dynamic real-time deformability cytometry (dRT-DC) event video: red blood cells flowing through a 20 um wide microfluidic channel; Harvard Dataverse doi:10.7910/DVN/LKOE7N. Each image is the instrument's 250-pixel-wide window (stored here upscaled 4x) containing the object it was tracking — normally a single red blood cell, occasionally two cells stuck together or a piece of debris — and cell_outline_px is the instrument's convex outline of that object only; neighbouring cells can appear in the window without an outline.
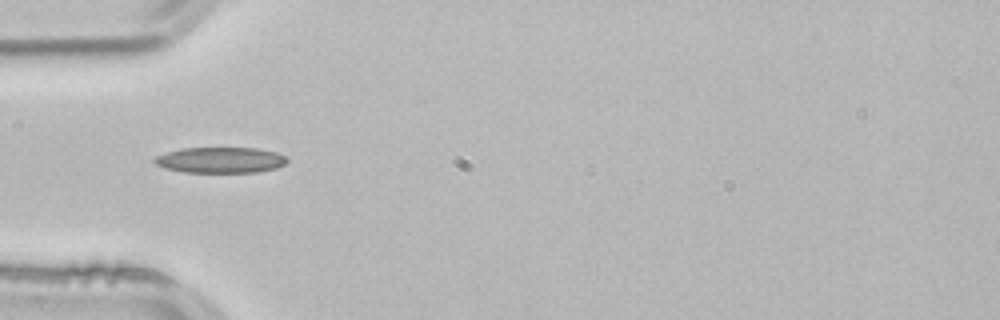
{"species": "common noctule bat (a hibernating species)", "species_latin": "Nyctalus noctula", "temperature_condition": "room temperature", "stored_images_in_passage": 1, "camera_frame_rate_fps": 3000, "um_per_image_px": 0.085, "animal": {"sex": "male", "body_mass_g": 21.5, "forearm_length_mm": 52.0}, "frame": {"image": 1, "passage_image": 1, "time_ms": 0.0, "image_size_px": [1000, 320], "cell_outline_px": [[288, 160], [284, 164], [276, 168], [256, 172], [184, 172], [164, 168], [156, 164], [152, 160], [156, 156], [180, 148], [256, 148], [276, 152], [284, 156]], "centroid_in_image_um": [18.72, 13.6], "position_along_channel_um": 66.3, "area_um2": 19.83}}